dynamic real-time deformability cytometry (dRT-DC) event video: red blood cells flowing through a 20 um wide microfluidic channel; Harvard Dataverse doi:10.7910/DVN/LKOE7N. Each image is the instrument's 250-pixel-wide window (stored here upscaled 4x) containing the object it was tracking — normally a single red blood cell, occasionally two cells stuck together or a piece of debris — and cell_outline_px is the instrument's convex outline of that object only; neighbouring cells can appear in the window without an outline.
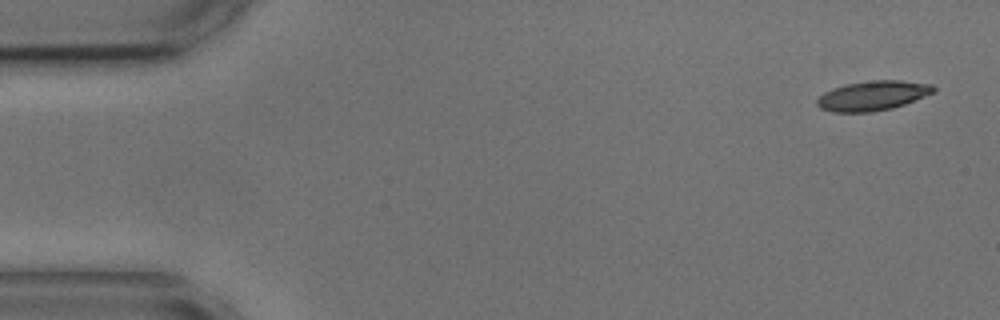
{"species": "common noctule bat (a hibernating species)", "species_latin": "Nyctalus noctula", "temperature_condition": "cold", "stored_images_in_passage": 8, "camera_frame_rate_fps": 3000, "um_per_image_px": 0.085, "animal": {"sex": "male", "body_mass_g": 17.9, "forearm_length_mm": 54.2}, "frame": {"image": 1, "passage_image": 1, "time_ms": 0.0, "image_size_px": [1000, 320], "cell_outline_px": [[936, 92], [904, 104], [892, 108], [872, 112], [832, 112], [820, 108], [816, 104], [816, 100], [824, 92], [832, 88], [844, 84], [872, 80], [900, 80], [932, 84], [936, 88]], "centroid_in_image_um": [74.18, 8.13], "position_along_channel_um": 10.8, "area_um2": 20.29}}
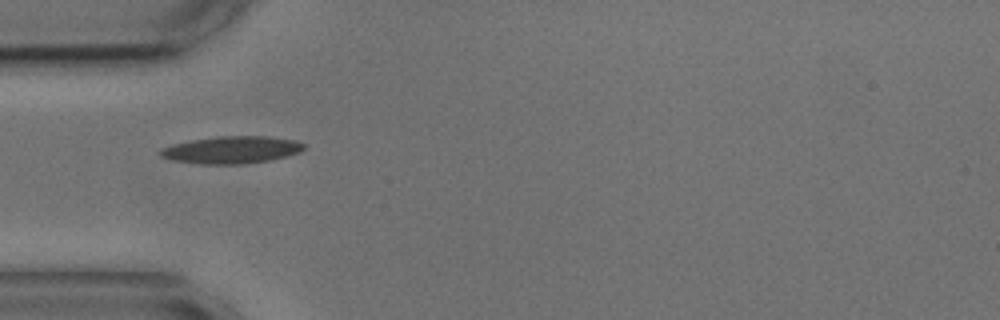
{"frame": {"image": 2, "passage_image": 5, "time_ms": 4.667, "image_size_px": [1000, 320], "cell_outline_px": [[304, 148], [300, 152], [288, 156], [272, 160], [244, 164], [200, 164], [172, 160], [160, 156], [160, 148], [172, 144], [188, 140], [216, 136], [268, 136], [296, 140], [304, 144]], "centroid_in_image_um": [19.68, 12.73], "position_along_channel_um": 65.3, "area_um2": 23.12}}